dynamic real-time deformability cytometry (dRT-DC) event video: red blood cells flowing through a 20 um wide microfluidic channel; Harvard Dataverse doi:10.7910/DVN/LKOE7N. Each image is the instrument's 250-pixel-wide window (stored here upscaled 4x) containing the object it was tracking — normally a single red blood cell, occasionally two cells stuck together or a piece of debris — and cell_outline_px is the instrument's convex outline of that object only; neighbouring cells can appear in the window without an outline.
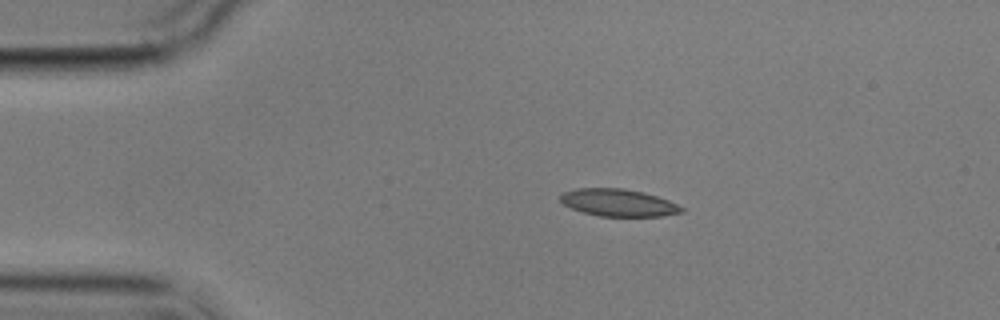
{"species": "common noctule bat (a hibernating species)", "species_latin": "Nyctalus noctula", "temperature_condition": "cold", "stored_images_in_passage": 2, "camera_frame_rate_fps": 3000, "um_per_image_px": 0.085, "animal": {"sex": "male", "body_mass_g": 17.9}, "frame": {"image": 1, "passage_image": 2, "time_ms": 2.0, "image_size_px": [1000, 320], "cell_outline_px": [[684, 212], [664, 216], [600, 216], [584, 212], [572, 208], [564, 204], [560, 200], [560, 196], [564, 192], [576, 188], [624, 188], [644, 192], [668, 200], [684, 208]], "centroid_in_image_um": [52.58, 17.22], "position_along_channel_um": 32.4, "area_um2": 19.19}}